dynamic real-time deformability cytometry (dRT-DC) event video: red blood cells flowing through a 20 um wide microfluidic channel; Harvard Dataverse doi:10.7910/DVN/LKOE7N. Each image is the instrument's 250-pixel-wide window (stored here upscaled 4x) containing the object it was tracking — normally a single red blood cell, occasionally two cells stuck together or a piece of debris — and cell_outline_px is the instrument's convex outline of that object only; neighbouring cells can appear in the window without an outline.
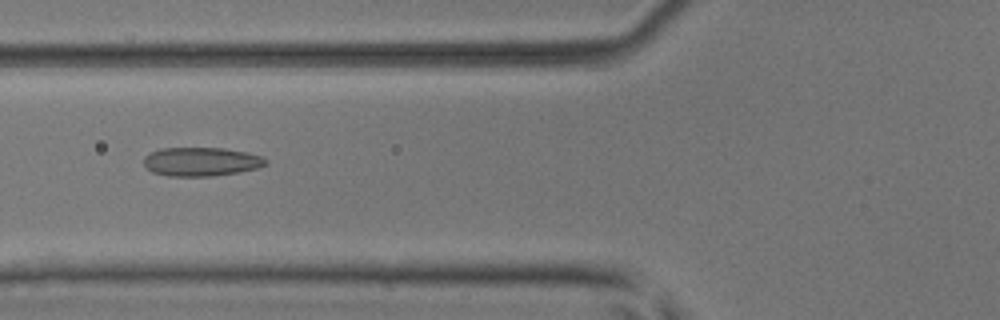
{"species": "common noctule bat (a hibernating species)", "species_latin": "Nyctalus noctula", "temperature_condition": "room temperature", "stored_images_in_passage": 51, "camera_frame_rate_fps": 3000, "um_per_image_px": 0.085, "animal": {"sex": "male", "body_mass_g": 17.9, "forearm_length_mm": 54.2}, "frame": {"image": 1, "passage_image": 20, "time_ms": 6.333, "image_size_px": [1000, 320], "cell_outline_px": [[268, 164], [256, 168], [236, 172], [212, 176], [168, 176], [152, 172], [144, 164], [144, 156], [160, 148], [224, 148], [264, 156], [268, 160]], "centroid_in_image_um": [17.11, 13.74], "position_along_channel_um": 108.7, "area_um2": 20.4}}
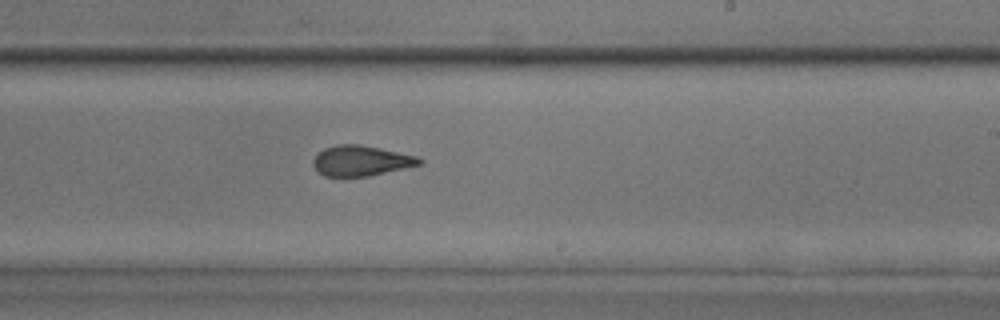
{"frame": {"image": 2, "passage_image": 31, "time_ms": 10.0, "image_size_px": [1000, 320], "cell_outline_px": [[424, 160], [420, 164], [404, 168], [368, 176], [324, 176], [316, 172], [312, 164], [312, 160], [324, 148], [336, 144], [360, 144], [380, 148], [416, 156]], "centroid_in_image_um": [30.64, 13.66], "position_along_channel_um": 258.4, "area_um2": 18.73}}
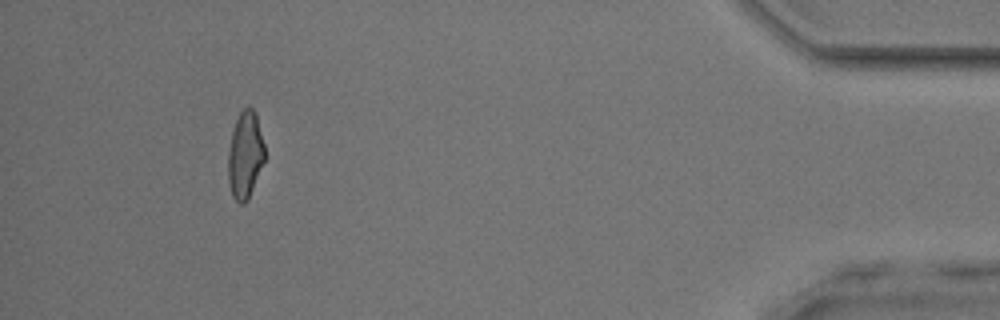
{"frame": {"image": 3, "passage_image": 47, "time_ms": 15.333, "image_size_px": [1000, 320], "cell_outline_px": [[264, 160], [248, 200], [244, 204], [240, 204], [232, 196], [228, 180], [228, 152], [232, 132], [236, 120], [240, 112], [248, 104], [256, 112], [264, 144]], "centroid_in_image_um": [20.83, 13.16], "position_along_channel_um": 414.4, "area_um2": 18.55}, "authors_computed_cell_mechanics": {"area_um2": 19.363, "velocity_mm_per_s": 4.0891, "shape_relaxation_time_tau1_ms": null, "shape_relaxation_time_tau2_ms": 1.2677, "deformation_change_tau1": null, "deformation_change_tau2": 0.0847}}